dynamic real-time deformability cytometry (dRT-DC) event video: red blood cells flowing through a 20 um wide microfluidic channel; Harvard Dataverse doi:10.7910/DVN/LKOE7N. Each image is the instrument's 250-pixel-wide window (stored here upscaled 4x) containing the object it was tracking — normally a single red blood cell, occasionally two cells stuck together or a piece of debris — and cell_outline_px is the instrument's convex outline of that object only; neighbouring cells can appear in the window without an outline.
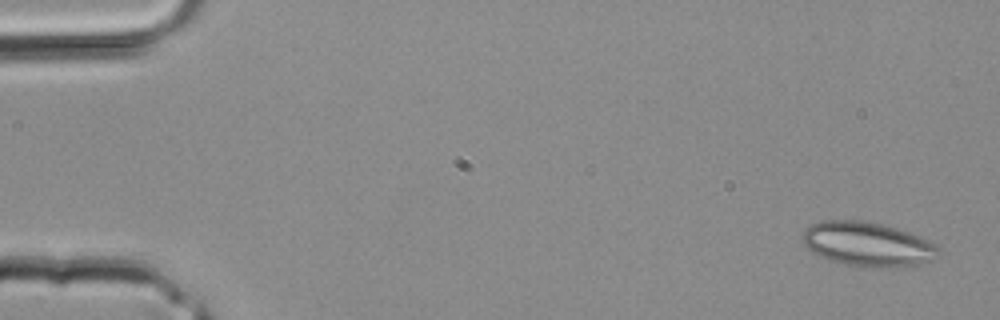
{"species": "common noctule bat (a hibernating species)", "species_latin": "Nyctalus noctula", "temperature_condition": "room temperature", "stored_images_in_passage": 3, "camera_frame_rate_fps": 3000, "um_per_image_px": 0.085, "animal": {"sex": "male", "body_mass_g": 20.4}, "frame": {"image": 1, "passage_image": 1, "time_ms": 0.0, "image_size_px": [1000, 320], "cell_outline_px": [[940, 252], [932, 260], [900, 268], [856, 268], [820, 256], [808, 248], [804, 244], [800, 236], [804, 228], [820, 220], [860, 220], [880, 224], [896, 228], [908, 232], [936, 244], [940, 248]], "centroid_in_image_um": [73.72, 20.77], "position_along_channel_um": 11.3, "area_um2": 35.49}}